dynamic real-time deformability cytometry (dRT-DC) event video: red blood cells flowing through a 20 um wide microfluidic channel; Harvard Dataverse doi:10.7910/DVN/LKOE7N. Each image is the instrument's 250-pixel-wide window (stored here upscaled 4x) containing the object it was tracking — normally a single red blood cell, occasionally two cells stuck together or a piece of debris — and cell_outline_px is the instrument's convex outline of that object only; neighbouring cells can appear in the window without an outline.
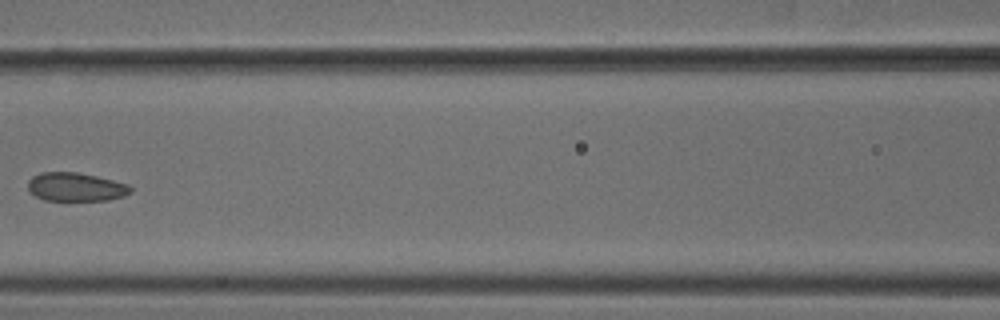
{"species": "common noctule bat (a hibernating species)", "species_latin": "Nyctalus noctula", "temperature_condition": "cold", "stored_images_in_passage": 7, "camera_frame_rate_fps": 3000, "um_per_image_px": 0.085, "animal": {"sex": "male", "body_mass_g": 18.8}, "frame": {"image": 1, "passage_image": 6, "time_ms": 1.667, "image_size_px": [1000, 320], "cell_outline_px": [[132, 192], [124, 196], [108, 200], [44, 200], [36, 196], [28, 188], [28, 180], [32, 176], [40, 172], [76, 172], [96, 176], [128, 184], [132, 188]], "centroid_in_image_um": [6.44, 15.89], "position_along_channel_um": 160.2, "area_um2": 17.05}}
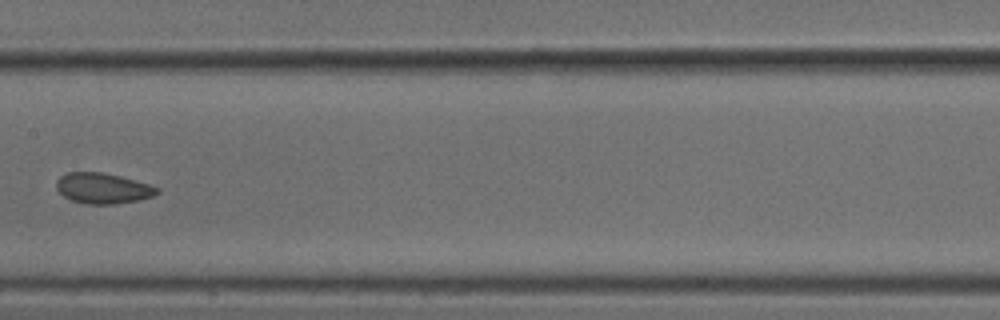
{"frame": {"image": 2, "passage_image": 7, "time_ms": 2.0, "image_size_px": [1000, 320], "cell_outline_px": [[160, 192], [152, 196], [140, 200], [112, 204], [84, 204], [72, 200], [64, 196], [56, 188], [56, 180], [60, 176], [68, 172], [100, 172], [120, 176], [148, 184], [160, 188]], "centroid_in_image_um": [8.74, 16.0], "position_along_channel_um": 198.7, "area_um2": 17.92}}